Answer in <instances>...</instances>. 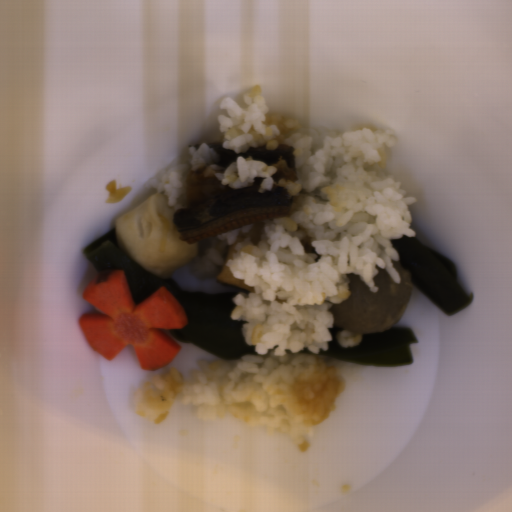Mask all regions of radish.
Listing matches in <instances>:
<instances>
[{
	"label": "radish",
	"mask_w": 512,
	"mask_h": 512,
	"mask_svg": "<svg viewBox=\"0 0 512 512\" xmlns=\"http://www.w3.org/2000/svg\"><path fill=\"white\" fill-rule=\"evenodd\" d=\"M81 296L100 313L78 317V326L90 348L113 360L131 346L141 370L171 365L179 346L165 330H179L189 322L172 293L161 286L135 304L124 269H107L85 286Z\"/></svg>",
	"instance_id": "obj_1"
}]
</instances>
